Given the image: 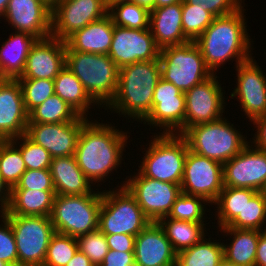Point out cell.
I'll return each mask as SVG.
<instances>
[{
	"label": "cell",
	"instance_id": "6da1fadb",
	"mask_svg": "<svg viewBox=\"0 0 266 266\" xmlns=\"http://www.w3.org/2000/svg\"><path fill=\"white\" fill-rule=\"evenodd\" d=\"M91 121L88 120L81 128L74 156L77 165L93 185L94 182H103L121 164L130 136L111 124Z\"/></svg>",
	"mask_w": 266,
	"mask_h": 266
},
{
	"label": "cell",
	"instance_id": "7a4b0ae2",
	"mask_svg": "<svg viewBox=\"0 0 266 266\" xmlns=\"http://www.w3.org/2000/svg\"><path fill=\"white\" fill-rule=\"evenodd\" d=\"M243 8L244 6L231 14L215 17L195 41L206 66L213 74L230 59H236L237 66L252 57L253 40L247 32Z\"/></svg>",
	"mask_w": 266,
	"mask_h": 266
},
{
	"label": "cell",
	"instance_id": "3957f363",
	"mask_svg": "<svg viewBox=\"0 0 266 266\" xmlns=\"http://www.w3.org/2000/svg\"><path fill=\"white\" fill-rule=\"evenodd\" d=\"M161 78L160 61H139L119 69L118 86L106 106L111 112L143 122L152 110L155 87Z\"/></svg>",
	"mask_w": 266,
	"mask_h": 266
},
{
	"label": "cell",
	"instance_id": "277c9868",
	"mask_svg": "<svg viewBox=\"0 0 266 266\" xmlns=\"http://www.w3.org/2000/svg\"><path fill=\"white\" fill-rule=\"evenodd\" d=\"M66 67L81 81L90 97L107 110L105 106L115 96L119 77V68L109 55L73 51L66 45Z\"/></svg>",
	"mask_w": 266,
	"mask_h": 266
},
{
	"label": "cell",
	"instance_id": "5b68a950",
	"mask_svg": "<svg viewBox=\"0 0 266 266\" xmlns=\"http://www.w3.org/2000/svg\"><path fill=\"white\" fill-rule=\"evenodd\" d=\"M227 120L221 117L188 128L182 136L189 150L222 165L239 154L250 142Z\"/></svg>",
	"mask_w": 266,
	"mask_h": 266
},
{
	"label": "cell",
	"instance_id": "8992f818",
	"mask_svg": "<svg viewBox=\"0 0 266 266\" xmlns=\"http://www.w3.org/2000/svg\"><path fill=\"white\" fill-rule=\"evenodd\" d=\"M102 192L83 195H57L50 219L55 232L79 237L98 229Z\"/></svg>",
	"mask_w": 266,
	"mask_h": 266
},
{
	"label": "cell",
	"instance_id": "52a82bcc",
	"mask_svg": "<svg viewBox=\"0 0 266 266\" xmlns=\"http://www.w3.org/2000/svg\"><path fill=\"white\" fill-rule=\"evenodd\" d=\"M153 137L138 171L146 177L181 185L189 149L186 139L179 134L159 133Z\"/></svg>",
	"mask_w": 266,
	"mask_h": 266
},
{
	"label": "cell",
	"instance_id": "ba28073f",
	"mask_svg": "<svg viewBox=\"0 0 266 266\" xmlns=\"http://www.w3.org/2000/svg\"><path fill=\"white\" fill-rule=\"evenodd\" d=\"M117 187L102 191L98 229L105 235L123 233L137 236L151 221L127 188Z\"/></svg>",
	"mask_w": 266,
	"mask_h": 266
},
{
	"label": "cell",
	"instance_id": "9c48e42d",
	"mask_svg": "<svg viewBox=\"0 0 266 266\" xmlns=\"http://www.w3.org/2000/svg\"><path fill=\"white\" fill-rule=\"evenodd\" d=\"M161 78L183 93L213 75L194 41L160 50Z\"/></svg>",
	"mask_w": 266,
	"mask_h": 266
},
{
	"label": "cell",
	"instance_id": "30bf717a",
	"mask_svg": "<svg viewBox=\"0 0 266 266\" xmlns=\"http://www.w3.org/2000/svg\"><path fill=\"white\" fill-rule=\"evenodd\" d=\"M14 233L18 266H43L51 236L55 233L47 216L5 215Z\"/></svg>",
	"mask_w": 266,
	"mask_h": 266
},
{
	"label": "cell",
	"instance_id": "8fae6325",
	"mask_svg": "<svg viewBox=\"0 0 266 266\" xmlns=\"http://www.w3.org/2000/svg\"><path fill=\"white\" fill-rule=\"evenodd\" d=\"M128 178L126 176V181H123L121 186H125L134 196L144 215L151 222H158L161 218L167 217L176 198L182 193L179 184L146 177L139 171Z\"/></svg>",
	"mask_w": 266,
	"mask_h": 266
},
{
	"label": "cell",
	"instance_id": "7c38bea8",
	"mask_svg": "<svg viewBox=\"0 0 266 266\" xmlns=\"http://www.w3.org/2000/svg\"><path fill=\"white\" fill-rule=\"evenodd\" d=\"M185 112V94L171 82L160 78L154 90L152 110L143 121L145 125L163 129L161 134L182 135L185 132Z\"/></svg>",
	"mask_w": 266,
	"mask_h": 266
},
{
	"label": "cell",
	"instance_id": "4fadbf2b",
	"mask_svg": "<svg viewBox=\"0 0 266 266\" xmlns=\"http://www.w3.org/2000/svg\"><path fill=\"white\" fill-rule=\"evenodd\" d=\"M180 186L182 193L203 197L212 205L224 188L223 165L188 149Z\"/></svg>",
	"mask_w": 266,
	"mask_h": 266
},
{
	"label": "cell",
	"instance_id": "5bb4252c",
	"mask_svg": "<svg viewBox=\"0 0 266 266\" xmlns=\"http://www.w3.org/2000/svg\"><path fill=\"white\" fill-rule=\"evenodd\" d=\"M107 14L105 0H59L52 6L51 36L65 41L77 30Z\"/></svg>",
	"mask_w": 266,
	"mask_h": 266
},
{
	"label": "cell",
	"instance_id": "9a60e30c",
	"mask_svg": "<svg viewBox=\"0 0 266 266\" xmlns=\"http://www.w3.org/2000/svg\"><path fill=\"white\" fill-rule=\"evenodd\" d=\"M159 53L150 28L133 29L114 25L108 55L119 69L139 61L158 60Z\"/></svg>",
	"mask_w": 266,
	"mask_h": 266
},
{
	"label": "cell",
	"instance_id": "2e32d148",
	"mask_svg": "<svg viewBox=\"0 0 266 266\" xmlns=\"http://www.w3.org/2000/svg\"><path fill=\"white\" fill-rule=\"evenodd\" d=\"M216 74L185 92V131L197 124L216 121L223 117L225 98ZM225 104V105H224Z\"/></svg>",
	"mask_w": 266,
	"mask_h": 266
},
{
	"label": "cell",
	"instance_id": "e0dca14e",
	"mask_svg": "<svg viewBox=\"0 0 266 266\" xmlns=\"http://www.w3.org/2000/svg\"><path fill=\"white\" fill-rule=\"evenodd\" d=\"M223 184L224 187L266 191V151L256 149L249 143L223 164Z\"/></svg>",
	"mask_w": 266,
	"mask_h": 266
},
{
	"label": "cell",
	"instance_id": "ac0fdd59",
	"mask_svg": "<svg viewBox=\"0 0 266 266\" xmlns=\"http://www.w3.org/2000/svg\"><path fill=\"white\" fill-rule=\"evenodd\" d=\"M237 87L230 94L249 120L266 115V74L251 57L236 66ZM265 74V75H264Z\"/></svg>",
	"mask_w": 266,
	"mask_h": 266
},
{
	"label": "cell",
	"instance_id": "d6986e66",
	"mask_svg": "<svg viewBox=\"0 0 266 266\" xmlns=\"http://www.w3.org/2000/svg\"><path fill=\"white\" fill-rule=\"evenodd\" d=\"M88 118L78 116L74 121L63 123H28L25 135L41 145L55 157L75 154L77 139Z\"/></svg>",
	"mask_w": 266,
	"mask_h": 266
},
{
	"label": "cell",
	"instance_id": "ffe728a7",
	"mask_svg": "<svg viewBox=\"0 0 266 266\" xmlns=\"http://www.w3.org/2000/svg\"><path fill=\"white\" fill-rule=\"evenodd\" d=\"M3 18L17 32L37 39L51 36L52 6L45 0H9Z\"/></svg>",
	"mask_w": 266,
	"mask_h": 266
},
{
	"label": "cell",
	"instance_id": "44dd1931",
	"mask_svg": "<svg viewBox=\"0 0 266 266\" xmlns=\"http://www.w3.org/2000/svg\"><path fill=\"white\" fill-rule=\"evenodd\" d=\"M65 66V41L53 36L37 39L29 51L23 73L16 79L54 80Z\"/></svg>",
	"mask_w": 266,
	"mask_h": 266
},
{
	"label": "cell",
	"instance_id": "7402d4cb",
	"mask_svg": "<svg viewBox=\"0 0 266 266\" xmlns=\"http://www.w3.org/2000/svg\"><path fill=\"white\" fill-rule=\"evenodd\" d=\"M27 125L28 112L19 81L0 78V141L24 135Z\"/></svg>",
	"mask_w": 266,
	"mask_h": 266
},
{
	"label": "cell",
	"instance_id": "603a6c76",
	"mask_svg": "<svg viewBox=\"0 0 266 266\" xmlns=\"http://www.w3.org/2000/svg\"><path fill=\"white\" fill-rule=\"evenodd\" d=\"M135 266H176L177 252L158 222H150L135 238Z\"/></svg>",
	"mask_w": 266,
	"mask_h": 266
},
{
	"label": "cell",
	"instance_id": "cb8c5ba5",
	"mask_svg": "<svg viewBox=\"0 0 266 266\" xmlns=\"http://www.w3.org/2000/svg\"><path fill=\"white\" fill-rule=\"evenodd\" d=\"M149 28L160 50L189 41L182 28V2L151 10Z\"/></svg>",
	"mask_w": 266,
	"mask_h": 266
},
{
	"label": "cell",
	"instance_id": "d4e9b609",
	"mask_svg": "<svg viewBox=\"0 0 266 266\" xmlns=\"http://www.w3.org/2000/svg\"><path fill=\"white\" fill-rule=\"evenodd\" d=\"M113 30V20L107 14L74 32L65 40V43L73 51L108 55Z\"/></svg>",
	"mask_w": 266,
	"mask_h": 266
},
{
	"label": "cell",
	"instance_id": "484cf974",
	"mask_svg": "<svg viewBox=\"0 0 266 266\" xmlns=\"http://www.w3.org/2000/svg\"><path fill=\"white\" fill-rule=\"evenodd\" d=\"M50 172L57 195L91 194L92 182L77 165L74 155L52 158Z\"/></svg>",
	"mask_w": 266,
	"mask_h": 266
},
{
	"label": "cell",
	"instance_id": "4316f807",
	"mask_svg": "<svg viewBox=\"0 0 266 266\" xmlns=\"http://www.w3.org/2000/svg\"><path fill=\"white\" fill-rule=\"evenodd\" d=\"M37 38L26 32L10 34L0 48V78L16 79L24 70L27 57Z\"/></svg>",
	"mask_w": 266,
	"mask_h": 266
},
{
	"label": "cell",
	"instance_id": "83f0119b",
	"mask_svg": "<svg viewBox=\"0 0 266 266\" xmlns=\"http://www.w3.org/2000/svg\"><path fill=\"white\" fill-rule=\"evenodd\" d=\"M220 232L232 236L228 245L223 242L224 259L235 266H255L260 230L223 227Z\"/></svg>",
	"mask_w": 266,
	"mask_h": 266
},
{
	"label": "cell",
	"instance_id": "f1b7e54d",
	"mask_svg": "<svg viewBox=\"0 0 266 266\" xmlns=\"http://www.w3.org/2000/svg\"><path fill=\"white\" fill-rule=\"evenodd\" d=\"M56 191L11 190L4 215L50 217Z\"/></svg>",
	"mask_w": 266,
	"mask_h": 266
},
{
	"label": "cell",
	"instance_id": "f546056e",
	"mask_svg": "<svg viewBox=\"0 0 266 266\" xmlns=\"http://www.w3.org/2000/svg\"><path fill=\"white\" fill-rule=\"evenodd\" d=\"M54 93L80 116H88L91 105L100 107L87 93L81 81L65 66L54 78Z\"/></svg>",
	"mask_w": 266,
	"mask_h": 266
},
{
	"label": "cell",
	"instance_id": "4dcf8cb0",
	"mask_svg": "<svg viewBox=\"0 0 266 266\" xmlns=\"http://www.w3.org/2000/svg\"><path fill=\"white\" fill-rule=\"evenodd\" d=\"M158 223L177 253L195 245L206 236L205 223L175 220L168 216L161 218Z\"/></svg>",
	"mask_w": 266,
	"mask_h": 266
},
{
	"label": "cell",
	"instance_id": "1f68e13d",
	"mask_svg": "<svg viewBox=\"0 0 266 266\" xmlns=\"http://www.w3.org/2000/svg\"><path fill=\"white\" fill-rule=\"evenodd\" d=\"M258 191L250 188L224 187L217 200V224L219 229L228 226L243 211L246 199H251Z\"/></svg>",
	"mask_w": 266,
	"mask_h": 266
},
{
	"label": "cell",
	"instance_id": "d6a6232c",
	"mask_svg": "<svg viewBox=\"0 0 266 266\" xmlns=\"http://www.w3.org/2000/svg\"><path fill=\"white\" fill-rule=\"evenodd\" d=\"M223 258V242H212L204 236L195 245L177 253L176 266H218Z\"/></svg>",
	"mask_w": 266,
	"mask_h": 266
},
{
	"label": "cell",
	"instance_id": "836d02e7",
	"mask_svg": "<svg viewBox=\"0 0 266 266\" xmlns=\"http://www.w3.org/2000/svg\"><path fill=\"white\" fill-rule=\"evenodd\" d=\"M78 116L75 110L54 93L28 113V123H63L74 121Z\"/></svg>",
	"mask_w": 266,
	"mask_h": 266
},
{
	"label": "cell",
	"instance_id": "e575fe53",
	"mask_svg": "<svg viewBox=\"0 0 266 266\" xmlns=\"http://www.w3.org/2000/svg\"><path fill=\"white\" fill-rule=\"evenodd\" d=\"M263 225H266V191H259L251 199H246L242 213L227 227L266 231Z\"/></svg>",
	"mask_w": 266,
	"mask_h": 266
},
{
	"label": "cell",
	"instance_id": "d590c367",
	"mask_svg": "<svg viewBox=\"0 0 266 266\" xmlns=\"http://www.w3.org/2000/svg\"><path fill=\"white\" fill-rule=\"evenodd\" d=\"M108 14L116 26L133 29L149 28L150 11L136 3H117L108 9Z\"/></svg>",
	"mask_w": 266,
	"mask_h": 266
},
{
	"label": "cell",
	"instance_id": "8d00e7d4",
	"mask_svg": "<svg viewBox=\"0 0 266 266\" xmlns=\"http://www.w3.org/2000/svg\"><path fill=\"white\" fill-rule=\"evenodd\" d=\"M25 171L21 151L10 140L0 141V175L7 186H16Z\"/></svg>",
	"mask_w": 266,
	"mask_h": 266
},
{
	"label": "cell",
	"instance_id": "74e56055",
	"mask_svg": "<svg viewBox=\"0 0 266 266\" xmlns=\"http://www.w3.org/2000/svg\"><path fill=\"white\" fill-rule=\"evenodd\" d=\"M215 16L198 5L182 1V28L189 41H196L212 23Z\"/></svg>",
	"mask_w": 266,
	"mask_h": 266
},
{
	"label": "cell",
	"instance_id": "f35d334b",
	"mask_svg": "<svg viewBox=\"0 0 266 266\" xmlns=\"http://www.w3.org/2000/svg\"><path fill=\"white\" fill-rule=\"evenodd\" d=\"M77 250L75 237L55 232L49 241L43 266H66Z\"/></svg>",
	"mask_w": 266,
	"mask_h": 266
},
{
	"label": "cell",
	"instance_id": "ab89813d",
	"mask_svg": "<svg viewBox=\"0 0 266 266\" xmlns=\"http://www.w3.org/2000/svg\"><path fill=\"white\" fill-rule=\"evenodd\" d=\"M205 203L209 202L203 197L181 193L176 198L168 217L175 220L204 223Z\"/></svg>",
	"mask_w": 266,
	"mask_h": 266
},
{
	"label": "cell",
	"instance_id": "60d3db41",
	"mask_svg": "<svg viewBox=\"0 0 266 266\" xmlns=\"http://www.w3.org/2000/svg\"><path fill=\"white\" fill-rule=\"evenodd\" d=\"M21 86L24 105L29 113L54 94V80L17 79Z\"/></svg>",
	"mask_w": 266,
	"mask_h": 266
},
{
	"label": "cell",
	"instance_id": "b9f144b4",
	"mask_svg": "<svg viewBox=\"0 0 266 266\" xmlns=\"http://www.w3.org/2000/svg\"><path fill=\"white\" fill-rule=\"evenodd\" d=\"M10 141L21 151L26 170L50 169L52 157L41 145L34 143L25 134Z\"/></svg>",
	"mask_w": 266,
	"mask_h": 266
},
{
	"label": "cell",
	"instance_id": "7bdbcfd3",
	"mask_svg": "<svg viewBox=\"0 0 266 266\" xmlns=\"http://www.w3.org/2000/svg\"><path fill=\"white\" fill-rule=\"evenodd\" d=\"M76 239L78 249L91 260L94 266H100L109 250L105 234L97 229Z\"/></svg>",
	"mask_w": 266,
	"mask_h": 266
},
{
	"label": "cell",
	"instance_id": "ee69618b",
	"mask_svg": "<svg viewBox=\"0 0 266 266\" xmlns=\"http://www.w3.org/2000/svg\"><path fill=\"white\" fill-rule=\"evenodd\" d=\"M55 191L50 169L26 170L11 190Z\"/></svg>",
	"mask_w": 266,
	"mask_h": 266
},
{
	"label": "cell",
	"instance_id": "f6af8a7d",
	"mask_svg": "<svg viewBox=\"0 0 266 266\" xmlns=\"http://www.w3.org/2000/svg\"><path fill=\"white\" fill-rule=\"evenodd\" d=\"M0 217L4 223L0 225V260L11 266H18L17 246L12 227L5 215Z\"/></svg>",
	"mask_w": 266,
	"mask_h": 266
},
{
	"label": "cell",
	"instance_id": "bcb514c9",
	"mask_svg": "<svg viewBox=\"0 0 266 266\" xmlns=\"http://www.w3.org/2000/svg\"><path fill=\"white\" fill-rule=\"evenodd\" d=\"M188 4L198 5L215 17L228 15L242 7V0H185Z\"/></svg>",
	"mask_w": 266,
	"mask_h": 266
},
{
	"label": "cell",
	"instance_id": "7dc6e473",
	"mask_svg": "<svg viewBox=\"0 0 266 266\" xmlns=\"http://www.w3.org/2000/svg\"><path fill=\"white\" fill-rule=\"evenodd\" d=\"M109 250L134 252L136 236L129 234L105 235Z\"/></svg>",
	"mask_w": 266,
	"mask_h": 266
},
{
	"label": "cell",
	"instance_id": "c3c4849f",
	"mask_svg": "<svg viewBox=\"0 0 266 266\" xmlns=\"http://www.w3.org/2000/svg\"><path fill=\"white\" fill-rule=\"evenodd\" d=\"M100 266H135L134 252L108 250Z\"/></svg>",
	"mask_w": 266,
	"mask_h": 266
},
{
	"label": "cell",
	"instance_id": "681fc988",
	"mask_svg": "<svg viewBox=\"0 0 266 266\" xmlns=\"http://www.w3.org/2000/svg\"><path fill=\"white\" fill-rule=\"evenodd\" d=\"M253 125H256V134L253 136V147L259 150L266 151V115L253 119Z\"/></svg>",
	"mask_w": 266,
	"mask_h": 266
},
{
	"label": "cell",
	"instance_id": "f907efd6",
	"mask_svg": "<svg viewBox=\"0 0 266 266\" xmlns=\"http://www.w3.org/2000/svg\"><path fill=\"white\" fill-rule=\"evenodd\" d=\"M255 266H266V231H262L259 235Z\"/></svg>",
	"mask_w": 266,
	"mask_h": 266
},
{
	"label": "cell",
	"instance_id": "816d5d0a",
	"mask_svg": "<svg viewBox=\"0 0 266 266\" xmlns=\"http://www.w3.org/2000/svg\"><path fill=\"white\" fill-rule=\"evenodd\" d=\"M10 192L11 189L7 186V184L3 181L2 176L0 175V213L4 215L9 207L10 201Z\"/></svg>",
	"mask_w": 266,
	"mask_h": 266
},
{
	"label": "cell",
	"instance_id": "f5cc1de1",
	"mask_svg": "<svg viewBox=\"0 0 266 266\" xmlns=\"http://www.w3.org/2000/svg\"><path fill=\"white\" fill-rule=\"evenodd\" d=\"M66 266H94L91 260L79 249Z\"/></svg>",
	"mask_w": 266,
	"mask_h": 266
},
{
	"label": "cell",
	"instance_id": "db71d44e",
	"mask_svg": "<svg viewBox=\"0 0 266 266\" xmlns=\"http://www.w3.org/2000/svg\"><path fill=\"white\" fill-rule=\"evenodd\" d=\"M131 3H136L147 8L149 11L155 8V0H130Z\"/></svg>",
	"mask_w": 266,
	"mask_h": 266
},
{
	"label": "cell",
	"instance_id": "11a10c76",
	"mask_svg": "<svg viewBox=\"0 0 266 266\" xmlns=\"http://www.w3.org/2000/svg\"><path fill=\"white\" fill-rule=\"evenodd\" d=\"M182 1L183 0H155V8L172 5L178 2H182Z\"/></svg>",
	"mask_w": 266,
	"mask_h": 266
},
{
	"label": "cell",
	"instance_id": "9f6ffc18",
	"mask_svg": "<svg viewBox=\"0 0 266 266\" xmlns=\"http://www.w3.org/2000/svg\"><path fill=\"white\" fill-rule=\"evenodd\" d=\"M9 0H0V19L4 16Z\"/></svg>",
	"mask_w": 266,
	"mask_h": 266
},
{
	"label": "cell",
	"instance_id": "6f0895ef",
	"mask_svg": "<svg viewBox=\"0 0 266 266\" xmlns=\"http://www.w3.org/2000/svg\"><path fill=\"white\" fill-rule=\"evenodd\" d=\"M107 8L109 9L112 5H115L120 2H130V0H105Z\"/></svg>",
	"mask_w": 266,
	"mask_h": 266
},
{
	"label": "cell",
	"instance_id": "680465c9",
	"mask_svg": "<svg viewBox=\"0 0 266 266\" xmlns=\"http://www.w3.org/2000/svg\"><path fill=\"white\" fill-rule=\"evenodd\" d=\"M218 266H235L232 263L227 262L224 258L221 260V262L218 264Z\"/></svg>",
	"mask_w": 266,
	"mask_h": 266
},
{
	"label": "cell",
	"instance_id": "91938a15",
	"mask_svg": "<svg viewBox=\"0 0 266 266\" xmlns=\"http://www.w3.org/2000/svg\"><path fill=\"white\" fill-rule=\"evenodd\" d=\"M45 1L48 2L51 6H53L59 0H45Z\"/></svg>",
	"mask_w": 266,
	"mask_h": 266
},
{
	"label": "cell",
	"instance_id": "94428289",
	"mask_svg": "<svg viewBox=\"0 0 266 266\" xmlns=\"http://www.w3.org/2000/svg\"><path fill=\"white\" fill-rule=\"evenodd\" d=\"M0 266H11V265L0 260Z\"/></svg>",
	"mask_w": 266,
	"mask_h": 266
}]
</instances>
